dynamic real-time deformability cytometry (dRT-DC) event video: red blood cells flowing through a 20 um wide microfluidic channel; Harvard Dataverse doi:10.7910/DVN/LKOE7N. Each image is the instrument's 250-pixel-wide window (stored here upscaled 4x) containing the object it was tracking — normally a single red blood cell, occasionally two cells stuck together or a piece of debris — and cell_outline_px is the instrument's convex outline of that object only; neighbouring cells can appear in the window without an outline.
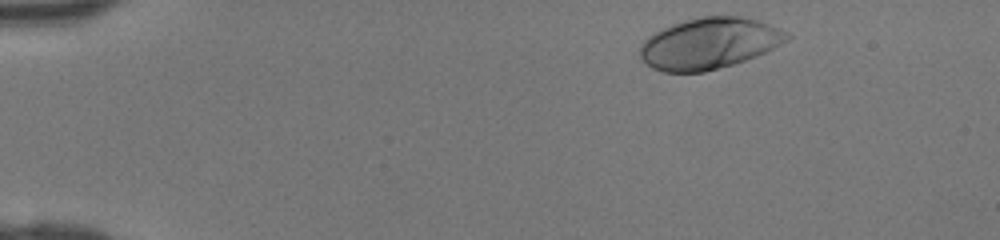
{"species": "human", "species_latin": "Homo sapiens", "temperature_condition": "room temperature", "stored_images_in_passage": 36, "camera_frame_rate_fps": 3000, "um_per_image_px": 0.085, "donor": {"sex": "female"}, "frame": {"image": 1, "passage_image": 1, "time_ms": 0.0, "image_size_px": [1000, 240], "cell_outline_px": [[792, 36], [788, 40], [756, 56], [732, 64], [704, 72], [664, 72], [652, 68], [640, 56], [640, 44], [648, 36], [672, 24], [684, 20], [704, 16], [740, 16], [756, 20], [788, 32]], "centroid_in_image_um": [60.27, 3.69], "position_along_channel_um": 24.7, "area_um2": 43.35}}
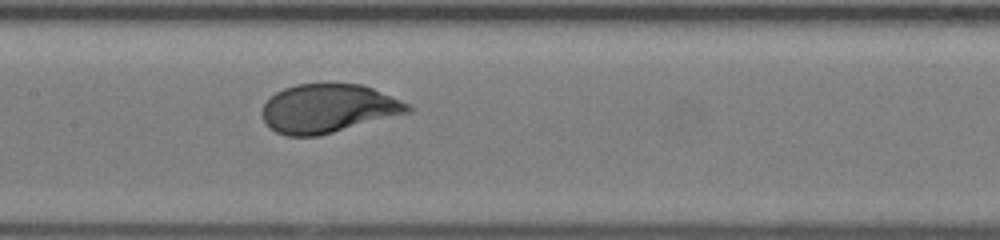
{"frame": {"image": 2, "passage_image": 18, "time_ms": 5.667, "image_size_px": [1000, 240], "cell_outline_px": [[412, 112], [320, 136], [288, 136], [276, 132], [268, 128], [260, 112], [264, 104], [276, 92], [284, 88], [296, 84], [360, 84], [372, 88], [400, 100], [408, 104], [412, 108]], "centroid_in_image_um": [27.88, 9.24], "position_along_channel_um": 179.5, "area_um2": 41.38}}
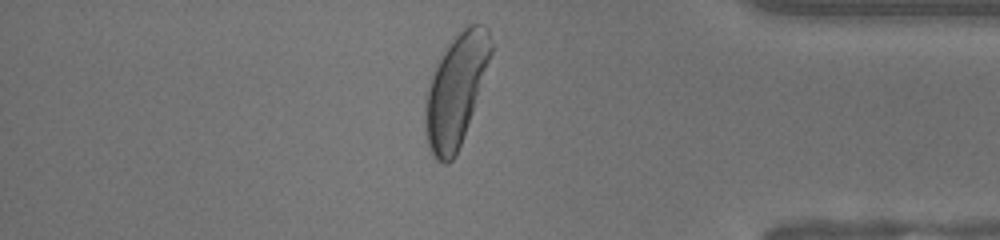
{"frame": {"image": 3, "passage_image": 34, "time_ms": 11.0, "image_size_px": [1000, 240], "cell_outline_px": [[492, 52], [472, 112], [456, 156], [448, 164], [444, 164], [436, 160], [432, 156], [428, 148], [424, 124], [424, 108], [428, 80], [436, 60], [452, 40], [468, 24], [476, 24], [488, 28], [492, 44]], "centroid_in_image_um": [38.69, 7.69], "position_along_channel_um": 396.5, "area_um2": 42.66}}